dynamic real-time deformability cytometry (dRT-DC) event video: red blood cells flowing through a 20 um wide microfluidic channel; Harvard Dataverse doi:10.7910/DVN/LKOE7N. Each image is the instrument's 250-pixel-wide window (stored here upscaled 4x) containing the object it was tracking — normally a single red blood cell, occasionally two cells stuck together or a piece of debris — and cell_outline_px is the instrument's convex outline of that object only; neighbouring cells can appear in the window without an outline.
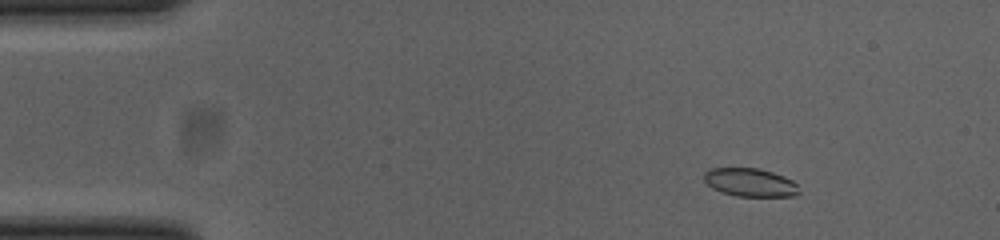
{"species": "common noctule bat (a hibernating species)", "species_latin": "Nyctalus noctula", "temperature_condition": "cold", "stored_images_in_passage": 53, "camera_frame_rate_fps": 3000, "um_per_image_px": 0.085, "animal": {"sex": "female", "body_mass_g": 23.0, "forearm_length_mm": 53.4}, "frame": {"image": 1, "passage_image": 7, "time_ms": 2.0, "image_size_px": [1000, 240], "cell_outline_px": [[800, 192], [796, 196], [736, 196], [712, 188], [704, 180], [704, 172], [708, 168], [760, 168], [784, 176], [792, 180], [796, 184]], "centroid_in_image_um": [63.77, 15.5], "position_along_channel_um": 21.2, "area_um2": 15.66}}
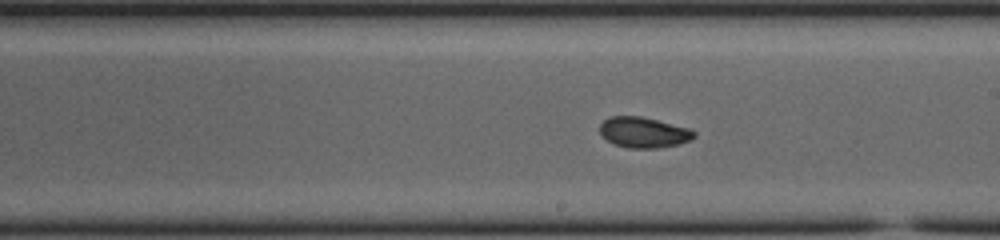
{"frame": {"image": 2, "passage_image": 30, "time_ms": 9.667, "image_size_px": [1000, 240], "cell_outline_px": [[696, 136], [692, 140], [680, 144], [656, 148], [628, 148], [612, 144], [600, 132], [600, 124], [604, 120], [612, 116], [640, 116], [688, 128], [696, 132]], "centroid_in_image_um": [54.72, 11.26], "position_along_channel_um": 234.3, "area_um2": 16.76}}
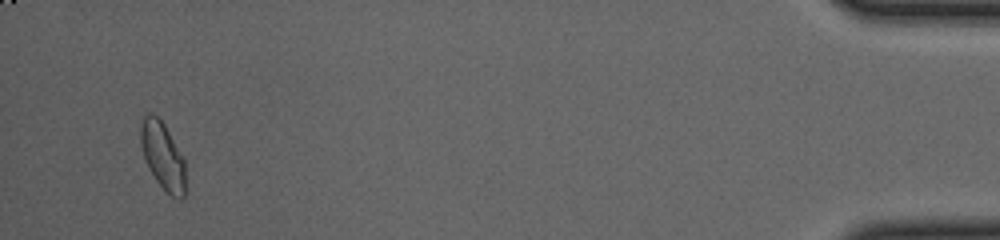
{"frame": {"image": 3, "passage_image": 51, "time_ms": 16.667, "image_size_px": [1000, 240], "cell_outline_px": [[184, 196], [172, 196], [156, 180], [148, 168], [144, 160], [140, 144], [140, 124], [144, 116], [148, 112], [156, 116], [164, 124], [184, 160]], "centroid_in_image_um": [13.77, 13.19], "position_along_channel_um": 421.4, "area_um2": 17.11}, "authors_computed_cell_mechanics": {"area_um2": 16.5308, "velocity_mm_per_s": 3.845, "shape_relaxation_time_tau1_ms": 1.821, "shape_relaxation_time_tau2_ms": 1.6108, "deformation_change_tau1": 0.0945, "deformation_change_tau2": 0.0537}}